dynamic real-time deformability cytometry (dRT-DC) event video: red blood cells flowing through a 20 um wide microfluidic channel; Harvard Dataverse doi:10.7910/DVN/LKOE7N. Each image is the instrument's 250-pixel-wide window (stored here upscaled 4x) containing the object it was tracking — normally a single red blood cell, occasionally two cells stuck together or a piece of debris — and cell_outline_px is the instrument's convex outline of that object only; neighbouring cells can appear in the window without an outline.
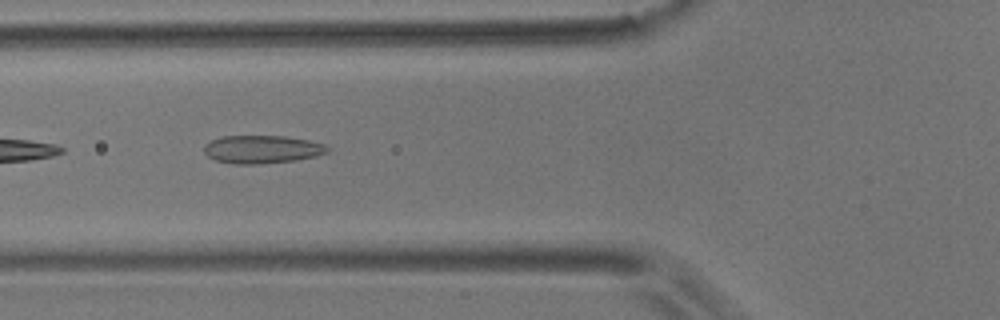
{"species": "common noctule bat (a hibernating species)", "species_latin": "Nyctalus noctula", "temperature_condition": "room temperature", "stored_images_in_passage": 6, "camera_frame_rate_fps": 3000, "um_per_image_px": 0.085, "animal": {"sex": "male", "body_mass_g": 17.9}, "frame": {"image": 1, "passage_image": 6, "time_ms": 1.667, "image_size_px": [1000, 320], "cell_outline_px": [[328, 152], [316, 156], [296, 160], [256, 164], [232, 164], [216, 160], [208, 156], [204, 152], [204, 144], [220, 136], [284, 136], [308, 140], [324, 144], [328, 148]], "centroid_in_image_um": [22.25, 12.69], "position_along_channel_um": 103.6, "area_um2": 20.11}}